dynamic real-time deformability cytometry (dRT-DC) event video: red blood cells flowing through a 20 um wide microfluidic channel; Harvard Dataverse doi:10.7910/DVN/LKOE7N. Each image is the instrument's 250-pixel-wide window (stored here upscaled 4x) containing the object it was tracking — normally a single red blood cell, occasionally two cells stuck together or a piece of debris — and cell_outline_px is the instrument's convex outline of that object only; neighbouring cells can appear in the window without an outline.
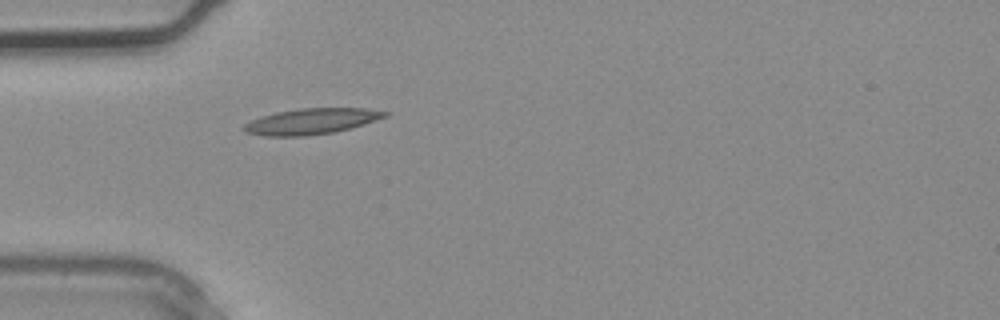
{"species": "common noctule bat (a hibernating species)", "species_latin": "Nyctalus noctula", "temperature_condition": "warm", "stored_images_in_passage": 3, "camera_frame_rate_fps": 3000, "um_per_image_px": 0.085, "animal": {"sex": "male", "body_mass_g": 20.4}, "frame": {"image": 1, "passage_image": 3, "time_ms": 0.667, "image_size_px": [1000, 320], "cell_outline_px": [[388, 116], [352, 128], [336, 132], [304, 136], [264, 136], [248, 132], [244, 128], [244, 124], [252, 120], [276, 112], [300, 108], [364, 108], [388, 112]], "centroid_in_image_um": [26.52, 10.31], "position_along_channel_um": 58.5, "area_um2": 21.04}}